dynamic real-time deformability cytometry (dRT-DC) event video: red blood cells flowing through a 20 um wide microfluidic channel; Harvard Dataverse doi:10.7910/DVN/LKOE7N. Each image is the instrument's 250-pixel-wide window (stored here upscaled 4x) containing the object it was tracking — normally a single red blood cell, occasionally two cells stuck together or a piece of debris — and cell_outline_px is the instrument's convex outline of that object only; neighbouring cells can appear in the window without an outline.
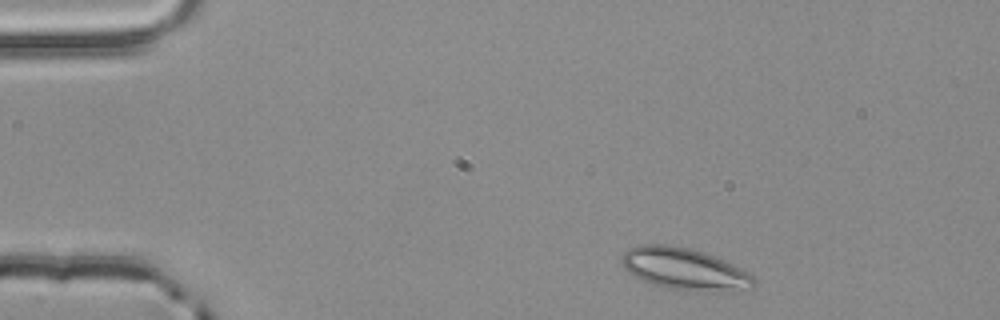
{"species": "common noctule bat (a hibernating species)", "species_latin": "Nyctalus noctula", "temperature_condition": "room temperature", "stored_images_in_passage": 48, "camera_frame_rate_fps": 3000, "um_per_image_px": 0.085, "animal": {"sex": "male", "body_mass_g": 20.4}, "frame": {"image": 1, "passage_image": 2, "time_ms": 0.333, "image_size_px": [1000, 320], "cell_outline_px": [[756, 280], [752, 288], [732, 292], [696, 292], [664, 288], [652, 284], [628, 272], [624, 268], [620, 260], [620, 256], [628, 248], [636, 244], [664, 244], [692, 248], [716, 256], [748, 272]], "centroid_in_image_um": [58.18, 22.87], "position_along_channel_um": 26.8, "area_um2": 32.95}}
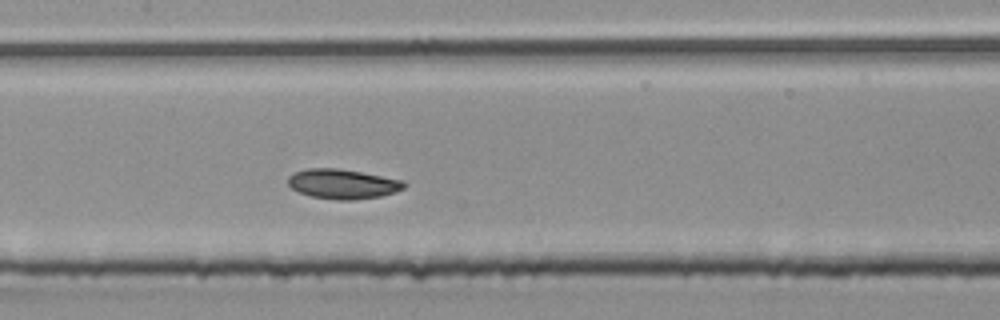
{"frame": {"image": 2, "passage_image": 20, "time_ms": 6.333, "image_size_px": [1000, 320], "cell_outline_px": [[408, 184], [404, 188], [396, 192], [380, 196], [356, 200], [336, 200], [312, 196], [300, 192], [292, 188], [288, 184], [288, 176], [304, 168], [340, 168], [404, 180]], "centroid_in_image_um": [29.16, 15.63], "position_along_channel_um": 178.2, "area_um2": 20.23}}
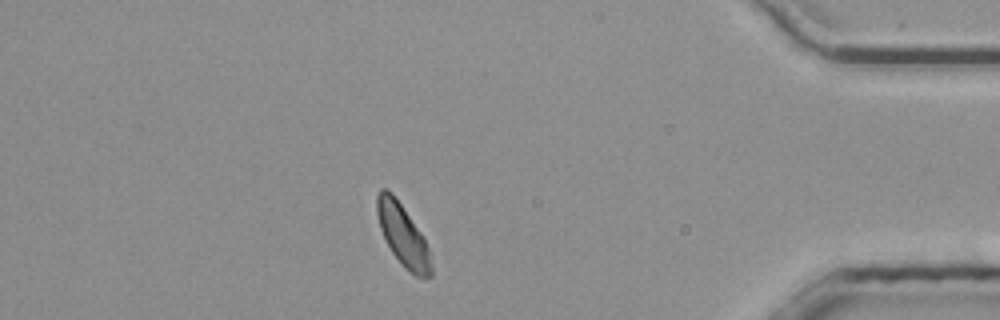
{"frame": {"image": 3, "passage_image": 41, "time_ms": 13.333, "image_size_px": [1000, 320], "cell_outline_px": [[432, 276], [416, 276], [404, 268], [392, 252], [380, 228], [376, 212], [376, 196], [380, 188], [388, 188], [392, 192], [420, 232], [428, 248], [432, 268]], "centroid_in_image_um": [34.21, 19.95], "position_along_channel_um": 401.0, "area_um2": 19.07}, "authors_computed_cell_mechanics": {"area_um2": 19.8832, "velocity_mm_per_s": 3.7889, "shape_relaxation_time_tau1_ms": 2.7926, "shape_relaxation_time_tau2_ms": null, "deformation_change_tau1": 0.0763, "deformation_change_tau2": null}}